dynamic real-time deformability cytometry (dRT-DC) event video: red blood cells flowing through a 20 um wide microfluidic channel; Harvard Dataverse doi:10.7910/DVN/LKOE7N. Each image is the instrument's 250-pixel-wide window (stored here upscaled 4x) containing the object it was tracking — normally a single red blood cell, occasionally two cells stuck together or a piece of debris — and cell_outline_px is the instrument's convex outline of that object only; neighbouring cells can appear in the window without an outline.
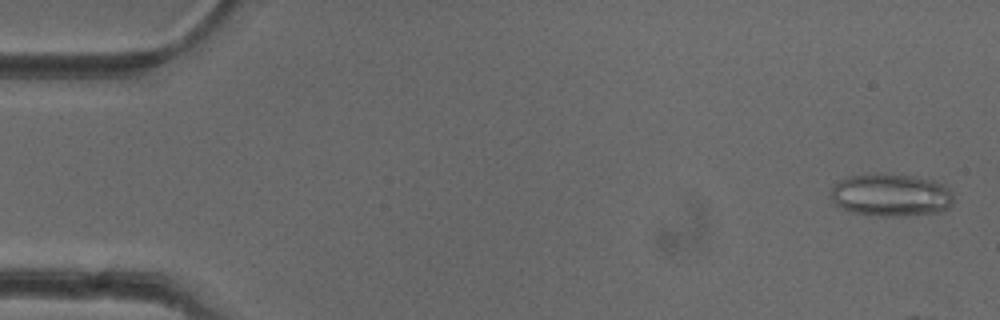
{"species": "common noctule bat (a hibernating species)", "species_latin": "Nyctalus noctula", "temperature_condition": "cold", "stored_images_in_passage": 7, "camera_frame_rate_fps": 3000, "um_per_image_px": 0.085, "animal": {"sex": "female"}, "frame": {"image": 1, "passage_image": 2, "time_ms": 0.333, "image_size_px": [1000, 320], "cell_outline_px": [[952, 204], [948, 208], [940, 212], [900, 216], [880, 216], [848, 212], [840, 208], [836, 204], [832, 196], [832, 188], [840, 180], [848, 176], [912, 176], [932, 180], [944, 184], [948, 188], [952, 196]], "centroid_in_image_um": [75.75, 16.63], "position_along_channel_um": 9.3, "area_um2": 29.77}}